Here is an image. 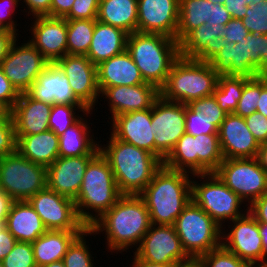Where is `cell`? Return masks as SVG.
I'll use <instances>...</instances> for the list:
<instances>
[{"mask_svg":"<svg viewBox=\"0 0 267 267\" xmlns=\"http://www.w3.org/2000/svg\"><path fill=\"white\" fill-rule=\"evenodd\" d=\"M17 37H21V34L18 36L16 33L7 29L0 32V64L6 58L11 45Z\"/></svg>","mask_w":267,"mask_h":267,"instance_id":"58","label":"cell"},{"mask_svg":"<svg viewBox=\"0 0 267 267\" xmlns=\"http://www.w3.org/2000/svg\"><path fill=\"white\" fill-rule=\"evenodd\" d=\"M137 5L138 0H100L96 20L128 34L137 32Z\"/></svg>","mask_w":267,"mask_h":267,"instance_id":"33","label":"cell"},{"mask_svg":"<svg viewBox=\"0 0 267 267\" xmlns=\"http://www.w3.org/2000/svg\"><path fill=\"white\" fill-rule=\"evenodd\" d=\"M212 1L213 3H219V4H223L224 0H209Z\"/></svg>","mask_w":267,"mask_h":267,"instance_id":"70","label":"cell"},{"mask_svg":"<svg viewBox=\"0 0 267 267\" xmlns=\"http://www.w3.org/2000/svg\"><path fill=\"white\" fill-rule=\"evenodd\" d=\"M14 200L0 188V222H6Z\"/></svg>","mask_w":267,"mask_h":267,"instance_id":"61","label":"cell"},{"mask_svg":"<svg viewBox=\"0 0 267 267\" xmlns=\"http://www.w3.org/2000/svg\"><path fill=\"white\" fill-rule=\"evenodd\" d=\"M0 267H4L2 261H0Z\"/></svg>","mask_w":267,"mask_h":267,"instance_id":"73","label":"cell"},{"mask_svg":"<svg viewBox=\"0 0 267 267\" xmlns=\"http://www.w3.org/2000/svg\"><path fill=\"white\" fill-rule=\"evenodd\" d=\"M75 0H52L50 17L64 18L71 10Z\"/></svg>","mask_w":267,"mask_h":267,"instance_id":"59","label":"cell"},{"mask_svg":"<svg viewBox=\"0 0 267 267\" xmlns=\"http://www.w3.org/2000/svg\"><path fill=\"white\" fill-rule=\"evenodd\" d=\"M20 0H0V24L7 30L12 31L16 33L19 36V29H17V26L20 24H17V19L15 13L19 15V11L22 12V10H18V7L21 6ZM15 16V17H14ZM9 17V18H8Z\"/></svg>","mask_w":267,"mask_h":267,"instance_id":"48","label":"cell"},{"mask_svg":"<svg viewBox=\"0 0 267 267\" xmlns=\"http://www.w3.org/2000/svg\"><path fill=\"white\" fill-rule=\"evenodd\" d=\"M130 259H141L157 264H176L187 261L180 238L173 225L152 224L139 246L132 250Z\"/></svg>","mask_w":267,"mask_h":267,"instance_id":"15","label":"cell"},{"mask_svg":"<svg viewBox=\"0 0 267 267\" xmlns=\"http://www.w3.org/2000/svg\"><path fill=\"white\" fill-rule=\"evenodd\" d=\"M146 83L127 51L97 65V85L100 94L108 87Z\"/></svg>","mask_w":267,"mask_h":267,"instance_id":"28","label":"cell"},{"mask_svg":"<svg viewBox=\"0 0 267 267\" xmlns=\"http://www.w3.org/2000/svg\"><path fill=\"white\" fill-rule=\"evenodd\" d=\"M87 111L84 105L54 104L49 117V130L59 137Z\"/></svg>","mask_w":267,"mask_h":267,"instance_id":"40","label":"cell"},{"mask_svg":"<svg viewBox=\"0 0 267 267\" xmlns=\"http://www.w3.org/2000/svg\"><path fill=\"white\" fill-rule=\"evenodd\" d=\"M256 112L267 118V75H261V94L258 96Z\"/></svg>","mask_w":267,"mask_h":267,"instance_id":"60","label":"cell"},{"mask_svg":"<svg viewBox=\"0 0 267 267\" xmlns=\"http://www.w3.org/2000/svg\"><path fill=\"white\" fill-rule=\"evenodd\" d=\"M83 231L47 230L32 242L37 267L63 260L72 242Z\"/></svg>","mask_w":267,"mask_h":267,"instance_id":"32","label":"cell"},{"mask_svg":"<svg viewBox=\"0 0 267 267\" xmlns=\"http://www.w3.org/2000/svg\"><path fill=\"white\" fill-rule=\"evenodd\" d=\"M260 1H264V0H246L247 6H251L253 4H258Z\"/></svg>","mask_w":267,"mask_h":267,"instance_id":"68","label":"cell"},{"mask_svg":"<svg viewBox=\"0 0 267 267\" xmlns=\"http://www.w3.org/2000/svg\"><path fill=\"white\" fill-rule=\"evenodd\" d=\"M5 223H6V222H0V229H1L3 226H5Z\"/></svg>","mask_w":267,"mask_h":267,"instance_id":"72","label":"cell"},{"mask_svg":"<svg viewBox=\"0 0 267 267\" xmlns=\"http://www.w3.org/2000/svg\"><path fill=\"white\" fill-rule=\"evenodd\" d=\"M93 113L96 114L94 110L84 112L72 126L59 136V157L96 155L99 152V140L97 136L95 138L98 131L94 133L91 130V126L94 124L90 120L87 121V119L94 117Z\"/></svg>","mask_w":267,"mask_h":267,"instance_id":"27","label":"cell"},{"mask_svg":"<svg viewBox=\"0 0 267 267\" xmlns=\"http://www.w3.org/2000/svg\"><path fill=\"white\" fill-rule=\"evenodd\" d=\"M209 64L218 76L267 75V35L249 32L240 43L226 42Z\"/></svg>","mask_w":267,"mask_h":267,"instance_id":"7","label":"cell"},{"mask_svg":"<svg viewBox=\"0 0 267 267\" xmlns=\"http://www.w3.org/2000/svg\"><path fill=\"white\" fill-rule=\"evenodd\" d=\"M214 173L248 207L267 192V172L257 157L224 159Z\"/></svg>","mask_w":267,"mask_h":267,"instance_id":"11","label":"cell"},{"mask_svg":"<svg viewBox=\"0 0 267 267\" xmlns=\"http://www.w3.org/2000/svg\"><path fill=\"white\" fill-rule=\"evenodd\" d=\"M249 31L244 27L242 20L232 18L224 28V40L226 42L240 43L246 38Z\"/></svg>","mask_w":267,"mask_h":267,"instance_id":"53","label":"cell"},{"mask_svg":"<svg viewBox=\"0 0 267 267\" xmlns=\"http://www.w3.org/2000/svg\"><path fill=\"white\" fill-rule=\"evenodd\" d=\"M6 30L1 24H0V32Z\"/></svg>","mask_w":267,"mask_h":267,"instance_id":"71","label":"cell"},{"mask_svg":"<svg viewBox=\"0 0 267 267\" xmlns=\"http://www.w3.org/2000/svg\"><path fill=\"white\" fill-rule=\"evenodd\" d=\"M52 105L33 99L27 92L20 93L10 110L16 135H33L49 130Z\"/></svg>","mask_w":267,"mask_h":267,"instance_id":"26","label":"cell"},{"mask_svg":"<svg viewBox=\"0 0 267 267\" xmlns=\"http://www.w3.org/2000/svg\"><path fill=\"white\" fill-rule=\"evenodd\" d=\"M185 131L193 136L200 134H218V129L205 114L193 111L185 104Z\"/></svg>","mask_w":267,"mask_h":267,"instance_id":"45","label":"cell"},{"mask_svg":"<svg viewBox=\"0 0 267 267\" xmlns=\"http://www.w3.org/2000/svg\"><path fill=\"white\" fill-rule=\"evenodd\" d=\"M212 6L213 2L209 0H179L178 43L190 31L212 22Z\"/></svg>","mask_w":267,"mask_h":267,"instance_id":"35","label":"cell"},{"mask_svg":"<svg viewBox=\"0 0 267 267\" xmlns=\"http://www.w3.org/2000/svg\"><path fill=\"white\" fill-rule=\"evenodd\" d=\"M191 198L224 229L227 228L226 222L229 223L248 212L246 203L214 172L192 175Z\"/></svg>","mask_w":267,"mask_h":267,"instance_id":"8","label":"cell"},{"mask_svg":"<svg viewBox=\"0 0 267 267\" xmlns=\"http://www.w3.org/2000/svg\"><path fill=\"white\" fill-rule=\"evenodd\" d=\"M95 155L58 157L47 167V187L73 200L78 196L87 165Z\"/></svg>","mask_w":267,"mask_h":267,"instance_id":"23","label":"cell"},{"mask_svg":"<svg viewBox=\"0 0 267 267\" xmlns=\"http://www.w3.org/2000/svg\"><path fill=\"white\" fill-rule=\"evenodd\" d=\"M155 156L163 163L185 131V104L165 100L161 95L151 108Z\"/></svg>","mask_w":267,"mask_h":267,"instance_id":"12","label":"cell"},{"mask_svg":"<svg viewBox=\"0 0 267 267\" xmlns=\"http://www.w3.org/2000/svg\"><path fill=\"white\" fill-rule=\"evenodd\" d=\"M137 32L161 34L177 40L179 0H138Z\"/></svg>","mask_w":267,"mask_h":267,"instance_id":"19","label":"cell"},{"mask_svg":"<svg viewBox=\"0 0 267 267\" xmlns=\"http://www.w3.org/2000/svg\"><path fill=\"white\" fill-rule=\"evenodd\" d=\"M5 227L18 242L32 243L47 231L41 217L28 200L14 201Z\"/></svg>","mask_w":267,"mask_h":267,"instance_id":"30","label":"cell"},{"mask_svg":"<svg viewBox=\"0 0 267 267\" xmlns=\"http://www.w3.org/2000/svg\"><path fill=\"white\" fill-rule=\"evenodd\" d=\"M227 226V230L222 229V245L227 250L251 265L267 264L259 223L249 211L242 217L227 223Z\"/></svg>","mask_w":267,"mask_h":267,"instance_id":"14","label":"cell"},{"mask_svg":"<svg viewBox=\"0 0 267 267\" xmlns=\"http://www.w3.org/2000/svg\"><path fill=\"white\" fill-rule=\"evenodd\" d=\"M20 1L22 2L21 8L24 7L22 13L25 14L26 12L25 18H27L28 16L29 19L31 15L33 17L50 16V8L52 0H20Z\"/></svg>","mask_w":267,"mask_h":267,"instance_id":"52","label":"cell"},{"mask_svg":"<svg viewBox=\"0 0 267 267\" xmlns=\"http://www.w3.org/2000/svg\"><path fill=\"white\" fill-rule=\"evenodd\" d=\"M13 42L0 66L6 78L19 93H26L49 64L47 59L28 41Z\"/></svg>","mask_w":267,"mask_h":267,"instance_id":"13","label":"cell"},{"mask_svg":"<svg viewBox=\"0 0 267 267\" xmlns=\"http://www.w3.org/2000/svg\"><path fill=\"white\" fill-rule=\"evenodd\" d=\"M218 135L224 159L257 157L260 144L249 131L243 117L227 114Z\"/></svg>","mask_w":267,"mask_h":267,"instance_id":"22","label":"cell"},{"mask_svg":"<svg viewBox=\"0 0 267 267\" xmlns=\"http://www.w3.org/2000/svg\"><path fill=\"white\" fill-rule=\"evenodd\" d=\"M257 159L262 168L267 172V143L260 145Z\"/></svg>","mask_w":267,"mask_h":267,"instance_id":"63","label":"cell"},{"mask_svg":"<svg viewBox=\"0 0 267 267\" xmlns=\"http://www.w3.org/2000/svg\"><path fill=\"white\" fill-rule=\"evenodd\" d=\"M194 174L215 172L224 160L218 134L193 136Z\"/></svg>","mask_w":267,"mask_h":267,"instance_id":"34","label":"cell"},{"mask_svg":"<svg viewBox=\"0 0 267 267\" xmlns=\"http://www.w3.org/2000/svg\"><path fill=\"white\" fill-rule=\"evenodd\" d=\"M122 196L107 159L99 151L87 165L74 200L79 220L89 228Z\"/></svg>","mask_w":267,"mask_h":267,"instance_id":"4","label":"cell"},{"mask_svg":"<svg viewBox=\"0 0 267 267\" xmlns=\"http://www.w3.org/2000/svg\"><path fill=\"white\" fill-rule=\"evenodd\" d=\"M261 94V75L249 78L243 87V92L238 101L234 114L243 118L256 112L258 96Z\"/></svg>","mask_w":267,"mask_h":267,"instance_id":"41","label":"cell"},{"mask_svg":"<svg viewBox=\"0 0 267 267\" xmlns=\"http://www.w3.org/2000/svg\"><path fill=\"white\" fill-rule=\"evenodd\" d=\"M42 267H65L63 260L52 262L50 264L44 265Z\"/></svg>","mask_w":267,"mask_h":267,"instance_id":"66","label":"cell"},{"mask_svg":"<svg viewBox=\"0 0 267 267\" xmlns=\"http://www.w3.org/2000/svg\"><path fill=\"white\" fill-rule=\"evenodd\" d=\"M192 174L162 165L140 196L146 203L152 224L173 225L192 200Z\"/></svg>","mask_w":267,"mask_h":267,"instance_id":"3","label":"cell"},{"mask_svg":"<svg viewBox=\"0 0 267 267\" xmlns=\"http://www.w3.org/2000/svg\"><path fill=\"white\" fill-rule=\"evenodd\" d=\"M249 78L236 76H219L213 92L219 107L227 114L235 112L241 98L245 82Z\"/></svg>","mask_w":267,"mask_h":267,"instance_id":"36","label":"cell"},{"mask_svg":"<svg viewBox=\"0 0 267 267\" xmlns=\"http://www.w3.org/2000/svg\"><path fill=\"white\" fill-rule=\"evenodd\" d=\"M160 96V90L150 83H144L132 86H115L108 87L100 94L101 99L105 98L107 102L109 119L111 120L114 116L126 114L138 110L151 109L155 100Z\"/></svg>","mask_w":267,"mask_h":267,"instance_id":"20","label":"cell"},{"mask_svg":"<svg viewBox=\"0 0 267 267\" xmlns=\"http://www.w3.org/2000/svg\"><path fill=\"white\" fill-rule=\"evenodd\" d=\"M249 267H267V264H253L250 265Z\"/></svg>","mask_w":267,"mask_h":267,"instance_id":"69","label":"cell"},{"mask_svg":"<svg viewBox=\"0 0 267 267\" xmlns=\"http://www.w3.org/2000/svg\"><path fill=\"white\" fill-rule=\"evenodd\" d=\"M175 267H203L199 258H189L187 261L176 263Z\"/></svg>","mask_w":267,"mask_h":267,"instance_id":"64","label":"cell"},{"mask_svg":"<svg viewBox=\"0 0 267 267\" xmlns=\"http://www.w3.org/2000/svg\"><path fill=\"white\" fill-rule=\"evenodd\" d=\"M67 20V54L87 55L95 28V20Z\"/></svg>","mask_w":267,"mask_h":267,"instance_id":"37","label":"cell"},{"mask_svg":"<svg viewBox=\"0 0 267 267\" xmlns=\"http://www.w3.org/2000/svg\"><path fill=\"white\" fill-rule=\"evenodd\" d=\"M126 51L137 65L145 82L159 90L165 85L173 63L180 57L176 39L152 33L128 35Z\"/></svg>","mask_w":267,"mask_h":267,"instance_id":"5","label":"cell"},{"mask_svg":"<svg viewBox=\"0 0 267 267\" xmlns=\"http://www.w3.org/2000/svg\"><path fill=\"white\" fill-rule=\"evenodd\" d=\"M110 121L108 122L111 124L109 133L116 139L155 155V135L153 128H151V109L114 116Z\"/></svg>","mask_w":267,"mask_h":267,"instance_id":"21","label":"cell"},{"mask_svg":"<svg viewBox=\"0 0 267 267\" xmlns=\"http://www.w3.org/2000/svg\"><path fill=\"white\" fill-rule=\"evenodd\" d=\"M16 243V238L3 226L0 229V261L11 252Z\"/></svg>","mask_w":267,"mask_h":267,"instance_id":"55","label":"cell"},{"mask_svg":"<svg viewBox=\"0 0 267 267\" xmlns=\"http://www.w3.org/2000/svg\"><path fill=\"white\" fill-rule=\"evenodd\" d=\"M218 77L209 62L180 56L173 63L160 95L165 100L188 105L193 100L213 95Z\"/></svg>","mask_w":267,"mask_h":267,"instance_id":"6","label":"cell"},{"mask_svg":"<svg viewBox=\"0 0 267 267\" xmlns=\"http://www.w3.org/2000/svg\"><path fill=\"white\" fill-rule=\"evenodd\" d=\"M231 19V15L223 4L213 3L212 22H207V25L218 26L219 24L225 26Z\"/></svg>","mask_w":267,"mask_h":267,"instance_id":"57","label":"cell"},{"mask_svg":"<svg viewBox=\"0 0 267 267\" xmlns=\"http://www.w3.org/2000/svg\"><path fill=\"white\" fill-rule=\"evenodd\" d=\"M225 26L202 24L179 42V54L186 59L210 62L224 47Z\"/></svg>","mask_w":267,"mask_h":267,"instance_id":"25","label":"cell"},{"mask_svg":"<svg viewBox=\"0 0 267 267\" xmlns=\"http://www.w3.org/2000/svg\"><path fill=\"white\" fill-rule=\"evenodd\" d=\"M47 187V167L17 151L0 158V188L14 201L29 200Z\"/></svg>","mask_w":267,"mask_h":267,"instance_id":"10","label":"cell"},{"mask_svg":"<svg viewBox=\"0 0 267 267\" xmlns=\"http://www.w3.org/2000/svg\"><path fill=\"white\" fill-rule=\"evenodd\" d=\"M0 115H11V113L2 104H0Z\"/></svg>","mask_w":267,"mask_h":267,"instance_id":"67","label":"cell"},{"mask_svg":"<svg viewBox=\"0 0 267 267\" xmlns=\"http://www.w3.org/2000/svg\"><path fill=\"white\" fill-rule=\"evenodd\" d=\"M55 63L67 76L75 97L88 110L98 112L96 103L100 104V91L97 85V66L86 55L66 54Z\"/></svg>","mask_w":267,"mask_h":267,"instance_id":"17","label":"cell"},{"mask_svg":"<svg viewBox=\"0 0 267 267\" xmlns=\"http://www.w3.org/2000/svg\"><path fill=\"white\" fill-rule=\"evenodd\" d=\"M99 151L107 159L122 195H140L163 163L152 153L116 139L111 133Z\"/></svg>","mask_w":267,"mask_h":267,"instance_id":"2","label":"cell"},{"mask_svg":"<svg viewBox=\"0 0 267 267\" xmlns=\"http://www.w3.org/2000/svg\"><path fill=\"white\" fill-rule=\"evenodd\" d=\"M249 131L261 145L267 143V118L258 112L244 118Z\"/></svg>","mask_w":267,"mask_h":267,"instance_id":"50","label":"cell"},{"mask_svg":"<svg viewBox=\"0 0 267 267\" xmlns=\"http://www.w3.org/2000/svg\"><path fill=\"white\" fill-rule=\"evenodd\" d=\"M259 232L262 238V247L267 256V223H259Z\"/></svg>","mask_w":267,"mask_h":267,"instance_id":"65","label":"cell"},{"mask_svg":"<svg viewBox=\"0 0 267 267\" xmlns=\"http://www.w3.org/2000/svg\"><path fill=\"white\" fill-rule=\"evenodd\" d=\"M16 132L11 115H0V158L16 152Z\"/></svg>","mask_w":267,"mask_h":267,"instance_id":"47","label":"cell"},{"mask_svg":"<svg viewBox=\"0 0 267 267\" xmlns=\"http://www.w3.org/2000/svg\"><path fill=\"white\" fill-rule=\"evenodd\" d=\"M92 235H94V232L90 228H86L72 242L63 257L65 267H96V263L94 262V258L96 260V254L93 257L94 253L91 251V244H89V240L86 239L88 236L90 237Z\"/></svg>","mask_w":267,"mask_h":267,"instance_id":"39","label":"cell"},{"mask_svg":"<svg viewBox=\"0 0 267 267\" xmlns=\"http://www.w3.org/2000/svg\"><path fill=\"white\" fill-rule=\"evenodd\" d=\"M188 106L195 112L205 114L209 120L213 121V125L218 130L227 115V113L219 107L213 95L193 100Z\"/></svg>","mask_w":267,"mask_h":267,"instance_id":"46","label":"cell"},{"mask_svg":"<svg viewBox=\"0 0 267 267\" xmlns=\"http://www.w3.org/2000/svg\"><path fill=\"white\" fill-rule=\"evenodd\" d=\"M244 27L253 34L267 35V0L247 6Z\"/></svg>","mask_w":267,"mask_h":267,"instance_id":"43","label":"cell"},{"mask_svg":"<svg viewBox=\"0 0 267 267\" xmlns=\"http://www.w3.org/2000/svg\"><path fill=\"white\" fill-rule=\"evenodd\" d=\"M26 31L27 39L49 63H55L67 54V20L60 17H32ZM33 20V21H32Z\"/></svg>","mask_w":267,"mask_h":267,"instance_id":"18","label":"cell"},{"mask_svg":"<svg viewBox=\"0 0 267 267\" xmlns=\"http://www.w3.org/2000/svg\"><path fill=\"white\" fill-rule=\"evenodd\" d=\"M150 214L140 195H122L89 228L105 239L106 251L115 254L135 250L151 227ZM104 231V232H103ZM104 234V235H103ZM131 249V250H130Z\"/></svg>","mask_w":267,"mask_h":267,"instance_id":"1","label":"cell"},{"mask_svg":"<svg viewBox=\"0 0 267 267\" xmlns=\"http://www.w3.org/2000/svg\"><path fill=\"white\" fill-rule=\"evenodd\" d=\"M167 168L184 171L194 175L193 135L184 133L177 141L173 150L164 159Z\"/></svg>","mask_w":267,"mask_h":267,"instance_id":"38","label":"cell"},{"mask_svg":"<svg viewBox=\"0 0 267 267\" xmlns=\"http://www.w3.org/2000/svg\"><path fill=\"white\" fill-rule=\"evenodd\" d=\"M47 230L84 231L74 200L46 187L29 200Z\"/></svg>","mask_w":267,"mask_h":267,"instance_id":"16","label":"cell"},{"mask_svg":"<svg viewBox=\"0 0 267 267\" xmlns=\"http://www.w3.org/2000/svg\"><path fill=\"white\" fill-rule=\"evenodd\" d=\"M199 259L202 261L203 267H249L251 265L223 245L202 255Z\"/></svg>","mask_w":267,"mask_h":267,"instance_id":"42","label":"cell"},{"mask_svg":"<svg viewBox=\"0 0 267 267\" xmlns=\"http://www.w3.org/2000/svg\"><path fill=\"white\" fill-rule=\"evenodd\" d=\"M131 264H129L130 267H175V264H157V263H151L148 261H144L141 259H132L130 260Z\"/></svg>","mask_w":267,"mask_h":267,"instance_id":"62","label":"cell"},{"mask_svg":"<svg viewBox=\"0 0 267 267\" xmlns=\"http://www.w3.org/2000/svg\"><path fill=\"white\" fill-rule=\"evenodd\" d=\"M184 252L189 258H200L222 245V229L192 200L173 224Z\"/></svg>","mask_w":267,"mask_h":267,"instance_id":"9","label":"cell"},{"mask_svg":"<svg viewBox=\"0 0 267 267\" xmlns=\"http://www.w3.org/2000/svg\"><path fill=\"white\" fill-rule=\"evenodd\" d=\"M100 0H75L65 19L96 20Z\"/></svg>","mask_w":267,"mask_h":267,"instance_id":"49","label":"cell"},{"mask_svg":"<svg viewBox=\"0 0 267 267\" xmlns=\"http://www.w3.org/2000/svg\"><path fill=\"white\" fill-rule=\"evenodd\" d=\"M16 139V151L33 163L48 167L59 157V137L52 130Z\"/></svg>","mask_w":267,"mask_h":267,"instance_id":"31","label":"cell"},{"mask_svg":"<svg viewBox=\"0 0 267 267\" xmlns=\"http://www.w3.org/2000/svg\"><path fill=\"white\" fill-rule=\"evenodd\" d=\"M27 93L38 101L54 105H83L73 94L67 76L56 63H49Z\"/></svg>","mask_w":267,"mask_h":267,"instance_id":"24","label":"cell"},{"mask_svg":"<svg viewBox=\"0 0 267 267\" xmlns=\"http://www.w3.org/2000/svg\"><path fill=\"white\" fill-rule=\"evenodd\" d=\"M2 263L4 267H37L32 243L17 241Z\"/></svg>","mask_w":267,"mask_h":267,"instance_id":"44","label":"cell"},{"mask_svg":"<svg viewBox=\"0 0 267 267\" xmlns=\"http://www.w3.org/2000/svg\"><path fill=\"white\" fill-rule=\"evenodd\" d=\"M19 96L20 93L6 78L0 66V104L10 111L15 106Z\"/></svg>","mask_w":267,"mask_h":267,"instance_id":"51","label":"cell"},{"mask_svg":"<svg viewBox=\"0 0 267 267\" xmlns=\"http://www.w3.org/2000/svg\"><path fill=\"white\" fill-rule=\"evenodd\" d=\"M248 211L258 223H267V192L255 200Z\"/></svg>","mask_w":267,"mask_h":267,"instance_id":"54","label":"cell"},{"mask_svg":"<svg viewBox=\"0 0 267 267\" xmlns=\"http://www.w3.org/2000/svg\"><path fill=\"white\" fill-rule=\"evenodd\" d=\"M128 35L122 29L95 20L93 37L86 56L97 66L126 51Z\"/></svg>","mask_w":267,"mask_h":267,"instance_id":"29","label":"cell"},{"mask_svg":"<svg viewBox=\"0 0 267 267\" xmlns=\"http://www.w3.org/2000/svg\"><path fill=\"white\" fill-rule=\"evenodd\" d=\"M223 5L231 15V18L242 20L246 15V0H224Z\"/></svg>","mask_w":267,"mask_h":267,"instance_id":"56","label":"cell"}]
</instances>
